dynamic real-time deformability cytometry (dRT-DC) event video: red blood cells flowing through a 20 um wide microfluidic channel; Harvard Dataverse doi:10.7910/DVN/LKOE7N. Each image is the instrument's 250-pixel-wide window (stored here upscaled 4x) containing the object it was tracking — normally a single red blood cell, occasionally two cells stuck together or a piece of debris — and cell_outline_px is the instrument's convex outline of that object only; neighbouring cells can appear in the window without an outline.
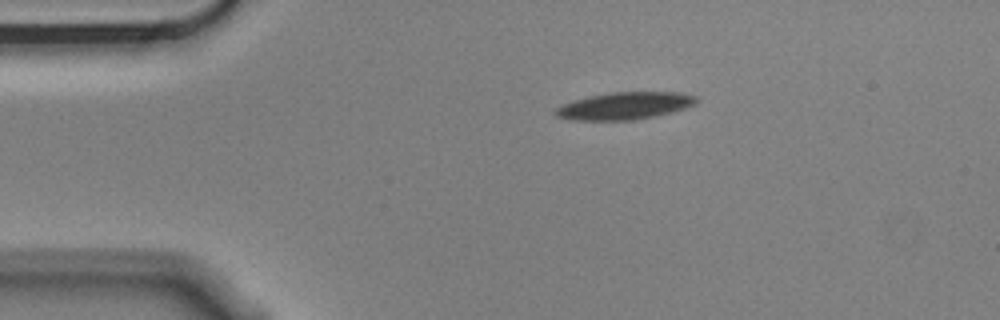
{"species": "Egyptian fruit bat (a non-hibernating species)", "species_latin": "Rousettus aegyptiacus", "temperature_condition": "cold", "stored_images_in_passage": 2, "camera_frame_rate_fps": 3000, "um_per_image_px": 0.085, "animal": {"sex": "male"}, "frame": {"image": 1, "passage_image": 2, "time_ms": 0.333, "image_size_px": [1000, 320], "cell_outline_px": [[700, 100], [696, 104], [672, 112], [636, 120], [568, 120], [556, 116], [552, 112], [556, 108], [564, 104], [588, 96], [612, 92], [680, 92], [696, 96]], "centroid_in_image_um": [53.11, 9.0], "position_along_channel_um": 31.9, "area_um2": 22.48}}